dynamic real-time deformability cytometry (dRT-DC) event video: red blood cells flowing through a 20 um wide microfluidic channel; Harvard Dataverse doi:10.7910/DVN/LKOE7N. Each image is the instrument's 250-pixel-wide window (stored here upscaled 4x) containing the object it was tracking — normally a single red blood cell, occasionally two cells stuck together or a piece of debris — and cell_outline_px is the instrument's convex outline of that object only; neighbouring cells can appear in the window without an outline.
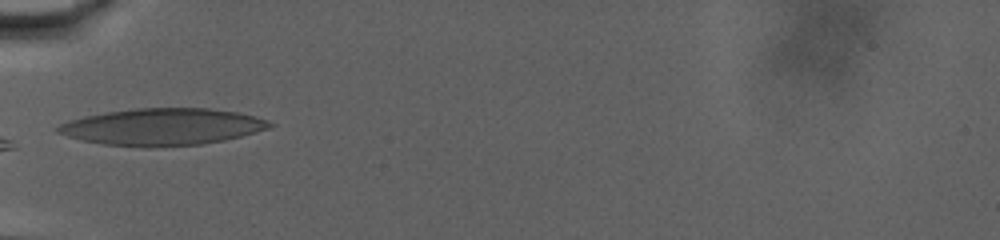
{"species": "human", "species_latin": "Homo sapiens", "temperature_condition": "warm", "stored_images_in_passage": 42, "camera_frame_rate_fps": 3000, "um_per_image_px": 0.085, "donor": {"sex": "male"}, "frame": {"image": 1, "passage_image": 1, "time_ms": 0.0, "image_size_px": [1000, 240], "cell_outline_px": [[276, 124], [268, 128], [240, 136], [224, 140], [200, 144], [148, 148], [104, 144], [84, 140], [68, 136], [56, 132], [56, 128], [60, 124], [68, 120], [84, 116], [108, 112], [136, 108], [208, 108], [236, 112], [268, 120]], "centroid_in_image_um": [13.78, 10.78], "position_along_channel_um": 71.2, "area_um2": 45.26}}
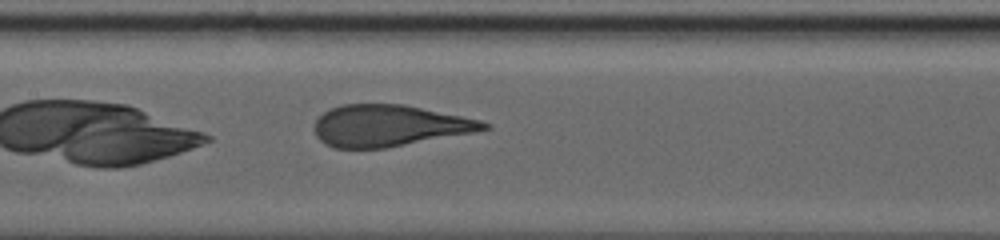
{"frame": {"image": 2, "passage_image": 12, "time_ms": 3.667, "image_size_px": [1000, 240], "cell_outline_px": [[492, 128], [472, 132], [388, 148], [336, 148], [324, 144], [316, 136], [312, 128], [312, 124], [324, 112], [340, 104], [404, 104], [480, 120], [492, 124]], "centroid_in_image_um": [33.04, 10.68], "position_along_channel_um": 174.4, "area_um2": 41.04}}
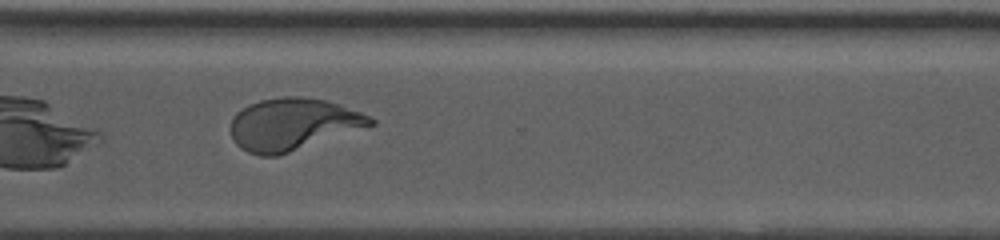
{"frame": {"image": 3, "passage_image": 30, "time_ms": 9.667, "image_size_px": [1000, 240], "cell_outline_px": [[376, 124], [276, 156], [260, 156], [248, 152], [240, 148], [232, 140], [232, 120], [236, 112], [248, 104], [260, 100], [284, 96], [300, 96], [324, 100], [360, 112], [376, 120]], "centroid_in_image_um": [24.85, 10.56], "position_along_channel_um": 345.7, "area_um2": 41.91}}